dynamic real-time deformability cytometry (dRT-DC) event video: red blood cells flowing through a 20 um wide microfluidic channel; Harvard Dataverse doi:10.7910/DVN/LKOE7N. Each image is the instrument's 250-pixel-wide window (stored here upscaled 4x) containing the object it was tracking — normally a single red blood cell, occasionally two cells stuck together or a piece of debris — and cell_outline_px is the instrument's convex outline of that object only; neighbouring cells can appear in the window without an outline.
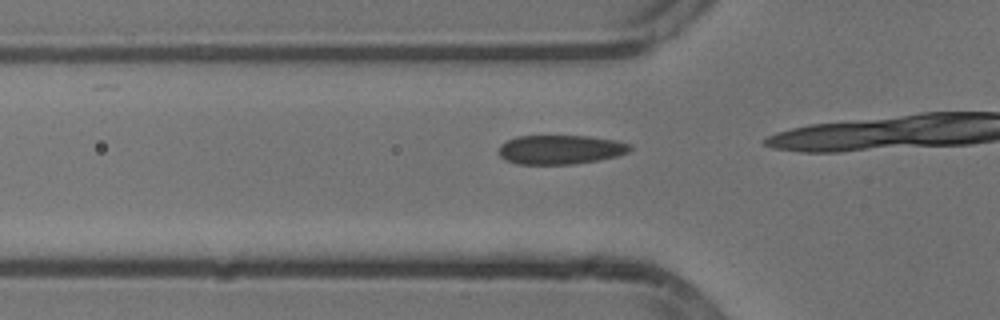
{"species": "common noctule bat (a hibernating species)", "species_latin": "Nyctalus noctula", "temperature_condition": "cold", "stored_images_in_passage": 7, "camera_frame_rate_fps": 3000, "um_per_image_px": 0.085, "animal": {"sex": "male", "body_mass_g": 13.3}, "frame": {"image": 1, "passage_image": 3, "time_ms": 0.667, "image_size_px": [1000, 320], "cell_outline_px": [[632, 148], [628, 152], [616, 156], [600, 160], [572, 164], [516, 164], [504, 160], [500, 156], [500, 144], [516, 136], [588, 136], [616, 140], [632, 144]], "centroid_in_image_um": [47.65, 12.71], "position_along_channel_um": 78.2, "area_um2": 22.43}}
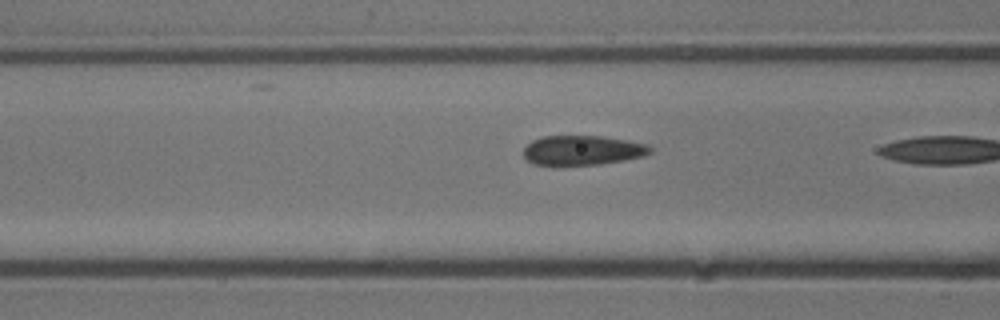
{"frame": {"image": 2, "passage_image": 6, "time_ms": 1.667, "image_size_px": [1000, 320], "cell_outline_px": [[652, 152], [644, 156], [624, 160], [600, 164], [556, 168], [552, 168], [532, 164], [524, 156], [524, 148], [532, 140], [544, 136], [604, 136], [628, 140], [648, 144], [652, 148]], "centroid_in_image_um": [49.48, 12.82], "position_along_channel_um": 117.1, "area_um2": 22.77}}